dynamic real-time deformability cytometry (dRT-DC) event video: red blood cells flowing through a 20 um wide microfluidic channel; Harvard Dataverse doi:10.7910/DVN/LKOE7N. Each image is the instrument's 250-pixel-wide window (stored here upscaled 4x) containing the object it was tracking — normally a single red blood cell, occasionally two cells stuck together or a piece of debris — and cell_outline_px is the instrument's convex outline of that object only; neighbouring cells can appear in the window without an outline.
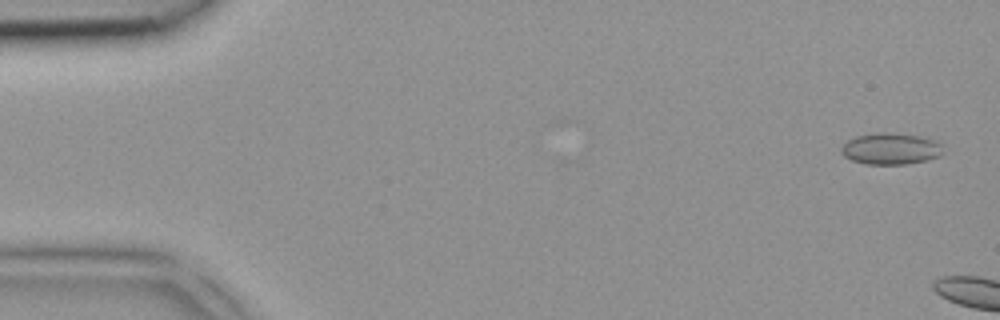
{"species": "common noctule bat (a hibernating species)", "species_latin": "Nyctalus noctula", "temperature_condition": "room temperature", "stored_images_in_passage": 4, "camera_frame_rate_fps": 3000, "um_per_image_px": 0.085, "animal": {"sex": "female", "body_mass_g": 18.4}, "frame": {"image": 1, "passage_image": 1, "time_ms": 0.0, "image_size_px": [1000, 320], "cell_outline_px": [[944, 152], [940, 156], [928, 160], [908, 164], [864, 164], [852, 160], [844, 156], [840, 152], [840, 148], [848, 140], [856, 136], [876, 132], [884, 132], [928, 136], [936, 140], [940, 144]], "centroid_in_image_um": [75.74, 12.63], "position_along_channel_um": 9.3, "area_um2": 19.07}}